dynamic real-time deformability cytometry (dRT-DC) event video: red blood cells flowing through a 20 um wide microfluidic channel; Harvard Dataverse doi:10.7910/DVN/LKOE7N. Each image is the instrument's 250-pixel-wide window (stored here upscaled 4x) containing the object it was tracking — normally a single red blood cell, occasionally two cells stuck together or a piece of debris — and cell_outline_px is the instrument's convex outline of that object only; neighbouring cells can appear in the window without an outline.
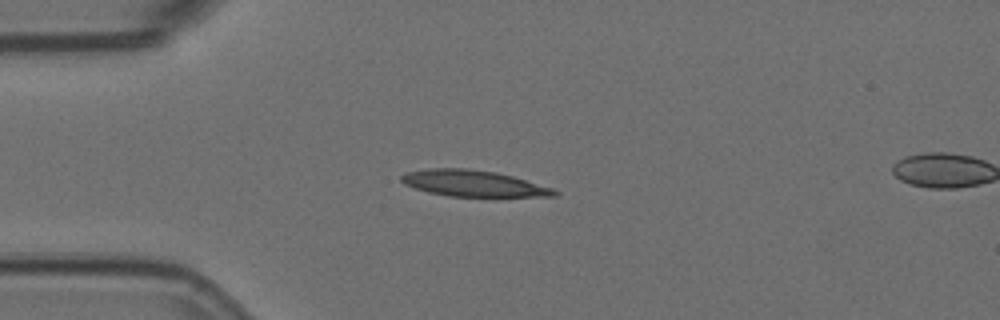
{"species": "Egyptian fruit bat (a non-hibernating species)", "species_latin": "Rousettus aegyptiacus", "temperature_condition": "room temperature", "stored_images_in_passage": 4, "camera_frame_rate_fps": 3000, "um_per_image_px": 0.085, "animal": {"sex": "female"}, "frame": {"image": 1, "passage_image": 3, "time_ms": 0.667, "image_size_px": [1000, 320], "cell_outline_px": [[560, 192], [556, 196], [448, 196], [428, 192], [404, 184], [400, 180], [400, 176], [408, 172], [428, 168], [468, 168], [496, 172], [512, 176], [552, 188]], "centroid_in_image_um": [40.21, 15.58], "position_along_channel_um": 44.8, "area_um2": 23.18}}